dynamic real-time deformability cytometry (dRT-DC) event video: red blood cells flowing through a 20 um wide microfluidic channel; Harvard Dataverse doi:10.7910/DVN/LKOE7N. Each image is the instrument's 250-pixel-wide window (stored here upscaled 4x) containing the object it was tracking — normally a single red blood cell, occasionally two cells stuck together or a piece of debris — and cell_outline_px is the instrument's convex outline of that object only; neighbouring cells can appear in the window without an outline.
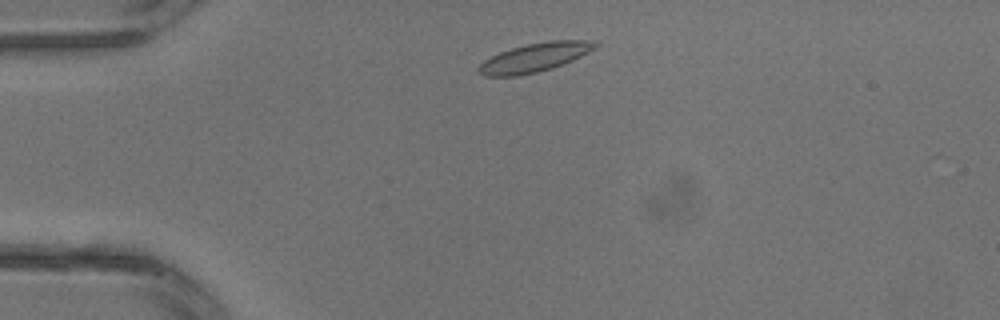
{"species": "common noctule bat (a hibernating species)", "species_latin": "Nyctalus noctula", "temperature_condition": "warm", "stored_images_in_passage": 1, "camera_frame_rate_fps": 3000, "um_per_image_px": 0.085, "animal": {"sex": "male", "body_mass_g": 13.3}, "frame": {"image": 1, "passage_image": 1, "time_ms": 0.0, "image_size_px": [1000, 320], "cell_outline_px": [[600, 44], [596, 48], [572, 60], [552, 68], [536, 72], [516, 76], [484, 76], [476, 68], [484, 60], [500, 52], [512, 48], [528, 44], [548, 40], [596, 40]], "centroid_in_image_um": [45.48, 4.87], "position_along_channel_um": 39.5, "area_um2": 19.48}}